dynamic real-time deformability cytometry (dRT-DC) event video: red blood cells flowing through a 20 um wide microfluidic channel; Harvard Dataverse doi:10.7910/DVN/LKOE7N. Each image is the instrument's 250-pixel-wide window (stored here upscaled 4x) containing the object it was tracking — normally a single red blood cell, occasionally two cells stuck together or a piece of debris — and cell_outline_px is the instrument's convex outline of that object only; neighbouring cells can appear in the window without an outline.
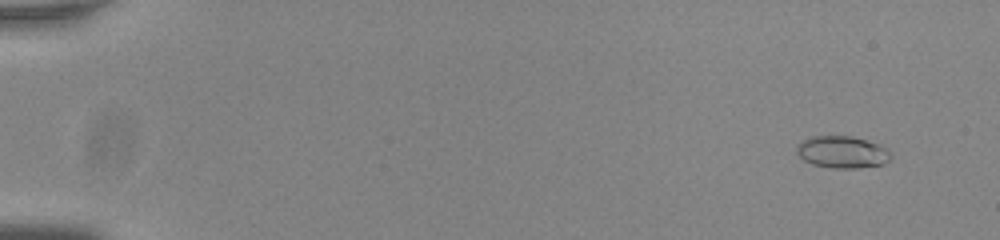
{"species": "common noctule bat (a hibernating species)", "species_latin": "Nyctalus noctula", "temperature_condition": "room temperature", "stored_images_in_passage": 57, "camera_frame_rate_fps": 3000, "um_per_image_px": 0.085, "animal": {"sex": "male", "body_mass_g": 20.0, "forearm_length_mm": 53.3}, "frame": {"image": 1, "passage_image": 5, "time_ms": 1.333, "image_size_px": [1000, 240], "cell_outline_px": [[888, 160], [880, 164], [856, 168], [832, 168], [812, 164], [804, 160], [796, 152], [796, 148], [804, 140], [812, 136], [852, 136], [888, 148]], "centroid_in_image_um": [71.54, 12.92], "position_along_channel_um": 13.5, "area_um2": 17.11}}
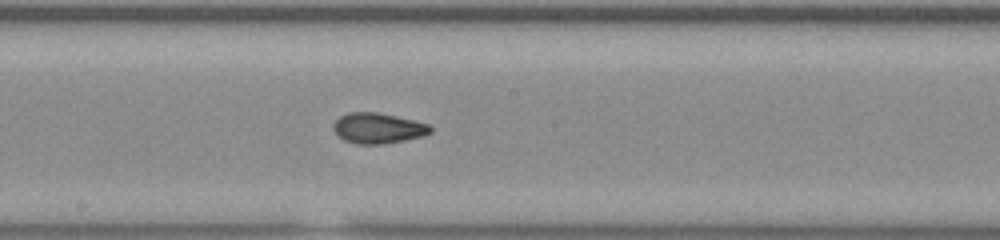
{"frame": {"image": 2, "passage_image": 33, "time_ms": 10.667, "image_size_px": [1000, 240], "cell_outline_px": [[432, 132], [424, 136], [384, 144], [356, 144], [344, 140], [332, 128], [332, 124], [340, 116], [348, 112], [380, 112], [428, 124], [432, 128]], "centroid_in_image_um": [32.12, 10.89], "position_along_channel_um": 216.1, "area_um2": 17.28}}
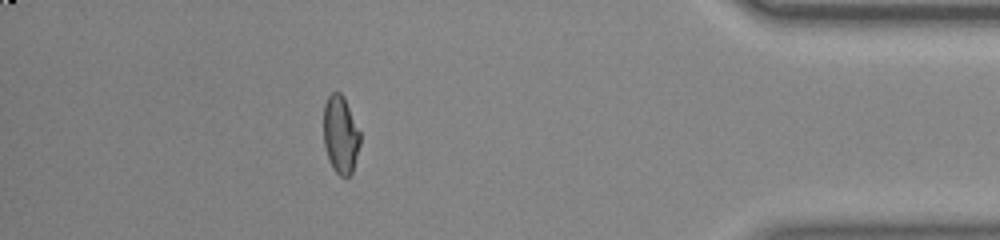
{"frame": {"image": 3, "passage_image": 51, "time_ms": 16.667, "image_size_px": [1000, 240], "cell_outline_px": [[360, 144], [352, 172], [348, 176], [340, 176], [332, 168], [328, 160], [324, 144], [324, 104], [328, 96], [332, 92], [340, 92], [344, 96], [360, 132]], "centroid_in_image_um": [28.94, 11.44], "position_along_channel_um": 406.3, "area_um2": 16.59}, "authors_computed_cell_mechanics": {"area_um2": 17.051, "velocity_mm_per_s": 3.8097, "shape_relaxation_time_tau1_ms": null, "shape_relaxation_time_tau2_ms": 1.3494, "deformation_change_tau1": null, "deformation_change_tau2": 0.0643}}